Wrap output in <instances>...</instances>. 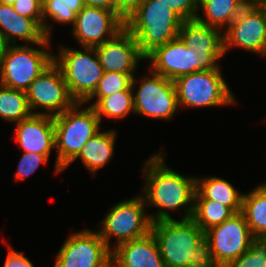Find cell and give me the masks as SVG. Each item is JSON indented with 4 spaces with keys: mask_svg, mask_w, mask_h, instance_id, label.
<instances>
[{
    "mask_svg": "<svg viewBox=\"0 0 266 267\" xmlns=\"http://www.w3.org/2000/svg\"><path fill=\"white\" fill-rule=\"evenodd\" d=\"M164 152L160 149L145 160L142 169L145 184L140 194L147 208H157L154 214H149L152 222L174 219L169 211L183 208L181 219H190L194 210L196 176L186 177L169 168Z\"/></svg>",
    "mask_w": 266,
    "mask_h": 267,
    "instance_id": "cell-1",
    "label": "cell"
},
{
    "mask_svg": "<svg viewBox=\"0 0 266 267\" xmlns=\"http://www.w3.org/2000/svg\"><path fill=\"white\" fill-rule=\"evenodd\" d=\"M183 21L160 0H144L125 19V29L134 36L146 57L157 47L178 38Z\"/></svg>",
    "mask_w": 266,
    "mask_h": 267,
    "instance_id": "cell-2",
    "label": "cell"
},
{
    "mask_svg": "<svg viewBox=\"0 0 266 267\" xmlns=\"http://www.w3.org/2000/svg\"><path fill=\"white\" fill-rule=\"evenodd\" d=\"M83 105L84 103L76 102L70 109L53 116L57 151L56 174L66 170L87 140L101 130V123L94 108Z\"/></svg>",
    "mask_w": 266,
    "mask_h": 267,
    "instance_id": "cell-3",
    "label": "cell"
},
{
    "mask_svg": "<svg viewBox=\"0 0 266 267\" xmlns=\"http://www.w3.org/2000/svg\"><path fill=\"white\" fill-rule=\"evenodd\" d=\"M51 40L44 38L35 48L30 44L8 45L0 64V84L26 92L30 84L54 61ZM48 49V50H47Z\"/></svg>",
    "mask_w": 266,
    "mask_h": 267,
    "instance_id": "cell-4",
    "label": "cell"
},
{
    "mask_svg": "<svg viewBox=\"0 0 266 267\" xmlns=\"http://www.w3.org/2000/svg\"><path fill=\"white\" fill-rule=\"evenodd\" d=\"M224 52H199L188 47L179 37L168 41L149 53L150 70L174 81L175 79L198 71L219 68V60Z\"/></svg>",
    "mask_w": 266,
    "mask_h": 267,
    "instance_id": "cell-5",
    "label": "cell"
},
{
    "mask_svg": "<svg viewBox=\"0 0 266 267\" xmlns=\"http://www.w3.org/2000/svg\"><path fill=\"white\" fill-rule=\"evenodd\" d=\"M147 206L141 194L115 204L99 223V236L112 251L118 245L146 236L151 232L152 221L146 215ZM117 239L111 245V238ZM112 246V247H111Z\"/></svg>",
    "mask_w": 266,
    "mask_h": 267,
    "instance_id": "cell-6",
    "label": "cell"
},
{
    "mask_svg": "<svg viewBox=\"0 0 266 267\" xmlns=\"http://www.w3.org/2000/svg\"><path fill=\"white\" fill-rule=\"evenodd\" d=\"M151 232L165 267H188L195 248L204 240V231L191 218L153 222Z\"/></svg>",
    "mask_w": 266,
    "mask_h": 267,
    "instance_id": "cell-7",
    "label": "cell"
},
{
    "mask_svg": "<svg viewBox=\"0 0 266 267\" xmlns=\"http://www.w3.org/2000/svg\"><path fill=\"white\" fill-rule=\"evenodd\" d=\"M220 69L198 71L175 79L178 106L188 109L236 104Z\"/></svg>",
    "mask_w": 266,
    "mask_h": 267,
    "instance_id": "cell-8",
    "label": "cell"
},
{
    "mask_svg": "<svg viewBox=\"0 0 266 267\" xmlns=\"http://www.w3.org/2000/svg\"><path fill=\"white\" fill-rule=\"evenodd\" d=\"M68 48L63 45L54 62L62 71L70 96L83 103L97 87L103 75V68L94 47Z\"/></svg>",
    "mask_w": 266,
    "mask_h": 267,
    "instance_id": "cell-9",
    "label": "cell"
},
{
    "mask_svg": "<svg viewBox=\"0 0 266 267\" xmlns=\"http://www.w3.org/2000/svg\"><path fill=\"white\" fill-rule=\"evenodd\" d=\"M149 72L147 75L144 74L142 79L138 80L135 76L132 79L134 114L170 120L179 108L174 81L151 70Z\"/></svg>",
    "mask_w": 266,
    "mask_h": 267,
    "instance_id": "cell-10",
    "label": "cell"
},
{
    "mask_svg": "<svg viewBox=\"0 0 266 267\" xmlns=\"http://www.w3.org/2000/svg\"><path fill=\"white\" fill-rule=\"evenodd\" d=\"M266 57V11L257 1H250L223 31L224 54L233 47Z\"/></svg>",
    "mask_w": 266,
    "mask_h": 267,
    "instance_id": "cell-11",
    "label": "cell"
},
{
    "mask_svg": "<svg viewBox=\"0 0 266 267\" xmlns=\"http://www.w3.org/2000/svg\"><path fill=\"white\" fill-rule=\"evenodd\" d=\"M26 96L32 114L56 116L76 103L69 94L61 69L54 61L30 84ZM39 108L40 111H35Z\"/></svg>",
    "mask_w": 266,
    "mask_h": 267,
    "instance_id": "cell-12",
    "label": "cell"
},
{
    "mask_svg": "<svg viewBox=\"0 0 266 267\" xmlns=\"http://www.w3.org/2000/svg\"><path fill=\"white\" fill-rule=\"evenodd\" d=\"M56 255L53 267H111L112 251L96 230L69 234Z\"/></svg>",
    "mask_w": 266,
    "mask_h": 267,
    "instance_id": "cell-13",
    "label": "cell"
},
{
    "mask_svg": "<svg viewBox=\"0 0 266 267\" xmlns=\"http://www.w3.org/2000/svg\"><path fill=\"white\" fill-rule=\"evenodd\" d=\"M253 238L241 212L204 232V239L219 267H227L240 257L249 249Z\"/></svg>",
    "mask_w": 266,
    "mask_h": 267,
    "instance_id": "cell-14",
    "label": "cell"
},
{
    "mask_svg": "<svg viewBox=\"0 0 266 267\" xmlns=\"http://www.w3.org/2000/svg\"><path fill=\"white\" fill-rule=\"evenodd\" d=\"M124 29L125 21L117 13L85 6L77 13L72 35L81 47H96L113 39Z\"/></svg>",
    "mask_w": 266,
    "mask_h": 267,
    "instance_id": "cell-15",
    "label": "cell"
},
{
    "mask_svg": "<svg viewBox=\"0 0 266 267\" xmlns=\"http://www.w3.org/2000/svg\"><path fill=\"white\" fill-rule=\"evenodd\" d=\"M94 48L104 72L134 75L139 62L145 59L139 50L137 40L126 29Z\"/></svg>",
    "mask_w": 266,
    "mask_h": 267,
    "instance_id": "cell-16",
    "label": "cell"
},
{
    "mask_svg": "<svg viewBox=\"0 0 266 267\" xmlns=\"http://www.w3.org/2000/svg\"><path fill=\"white\" fill-rule=\"evenodd\" d=\"M15 141L23 152L51 154L55 148L54 118L46 114H32L15 124Z\"/></svg>",
    "mask_w": 266,
    "mask_h": 267,
    "instance_id": "cell-17",
    "label": "cell"
},
{
    "mask_svg": "<svg viewBox=\"0 0 266 267\" xmlns=\"http://www.w3.org/2000/svg\"><path fill=\"white\" fill-rule=\"evenodd\" d=\"M111 267H165L158 243L150 232L112 250Z\"/></svg>",
    "mask_w": 266,
    "mask_h": 267,
    "instance_id": "cell-18",
    "label": "cell"
},
{
    "mask_svg": "<svg viewBox=\"0 0 266 267\" xmlns=\"http://www.w3.org/2000/svg\"><path fill=\"white\" fill-rule=\"evenodd\" d=\"M0 32L8 45H17L18 39L36 45L45 37L43 30L32 20L19 15L11 5L0 4Z\"/></svg>",
    "mask_w": 266,
    "mask_h": 267,
    "instance_id": "cell-19",
    "label": "cell"
},
{
    "mask_svg": "<svg viewBox=\"0 0 266 267\" xmlns=\"http://www.w3.org/2000/svg\"><path fill=\"white\" fill-rule=\"evenodd\" d=\"M116 135L117 131L113 129L103 132L101 130L98 131L87 140L79 155L70 164L80 159L83 165L92 173V177H96V172L107 166L114 156Z\"/></svg>",
    "mask_w": 266,
    "mask_h": 267,
    "instance_id": "cell-20",
    "label": "cell"
},
{
    "mask_svg": "<svg viewBox=\"0 0 266 267\" xmlns=\"http://www.w3.org/2000/svg\"><path fill=\"white\" fill-rule=\"evenodd\" d=\"M194 199H207L230 207L235 213L242 210L243 193L227 180L216 177H197Z\"/></svg>",
    "mask_w": 266,
    "mask_h": 267,
    "instance_id": "cell-21",
    "label": "cell"
},
{
    "mask_svg": "<svg viewBox=\"0 0 266 267\" xmlns=\"http://www.w3.org/2000/svg\"><path fill=\"white\" fill-rule=\"evenodd\" d=\"M178 37L194 51L224 52L223 32L196 19L183 21Z\"/></svg>",
    "mask_w": 266,
    "mask_h": 267,
    "instance_id": "cell-22",
    "label": "cell"
},
{
    "mask_svg": "<svg viewBox=\"0 0 266 267\" xmlns=\"http://www.w3.org/2000/svg\"><path fill=\"white\" fill-rule=\"evenodd\" d=\"M252 0H199L198 12L203 16L196 20L222 32L234 21L242 9Z\"/></svg>",
    "mask_w": 266,
    "mask_h": 267,
    "instance_id": "cell-23",
    "label": "cell"
},
{
    "mask_svg": "<svg viewBox=\"0 0 266 267\" xmlns=\"http://www.w3.org/2000/svg\"><path fill=\"white\" fill-rule=\"evenodd\" d=\"M241 213L253 237L266 238V183L243 194Z\"/></svg>",
    "mask_w": 266,
    "mask_h": 267,
    "instance_id": "cell-24",
    "label": "cell"
},
{
    "mask_svg": "<svg viewBox=\"0 0 266 267\" xmlns=\"http://www.w3.org/2000/svg\"><path fill=\"white\" fill-rule=\"evenodd\" d=\"M85 4L83 0H44L42 2L43 34L47 39H51L52 26L48 24V19L62 24L74 25L77 13ZM47 22V23H46Z\"/></svg>",
    "mask_w": 266,
    "mask_h": 267,
    "instance_id": "cell-25",
    "label": "cell"
},
{
    "mask_svg": "<svg viewBox=\"0 0 266 267\" xmlns=\"http://www.w3.org/2000/svg\"><path fill=\"white\" fill-rule=\"evenodd\" d=\"M102 124V118L120 120L134 113L133 90L128 89L116 92L107 97H101L94 105H91Z\"/></svg>",
    "mask_w": 266,
    "mask_h": 267,
    "instance_id": "cell-26",
    "label": "cell"
},
{
    "mask_svg": "<svg viewBox=\"0 0 266 267\" xmlns=\"http://www.w3.org/2000/svg\"><path fill=\"white\" fill-rule=\"evenodd\" d=\"M31 115L26 92L0 84V118L5 122L18 123Z\"/></svg>",
    "mask_w": 266,
    "mask_h": 267,
    "instance_id": "cell-27",
    "label": "cell"
},
{
    "mask_svg": "<svg viewBox=\"0 0 266 267\" xmlns=\"http://www.w3.org/2000/svg\"><path fill=\"white\" fill-rule=\"evenodd\" d=\"M235 212L224 204L207 199H194L191 219L205 232L231 218Z\"/></svg>",
    "mask_w": 266,
    "mask_h": 267,
    "instance_id": "cell-28",
    "label": "cell"
},
{
    "mask_svg": "<svg viewBox=\"0 0 266 267\" xmlns=\"http://www.w3.org/2000/svg\"><path fill=\"white\" fill-rule=\"evenodd\" d=\"M135 75H128L118 72H103L95 91L83 102L84 104L93 101L94 105L101 97L110 96L116 92L128 89L132 84Z\"/></svg>",
    "mask_w": 266,
    "mask_h": 267,
    "instance_id": "cell-29",
    "label": "cell"
},
{
    "mask_svg": "<svg viewBox=\"0 0 266 267\" xmlns=\"http://www.w3.org/2000/svg\"><path fill=\"white\" fill-rule=\"evenodd\" d=\"M227 267H266V238L254 237L249 249Z\"/></svg>",
    "mask_w": 266,
    "mask_h": 267,
    "instance_id": "cell-30",
    "label": "cell"
},
{
    "mask_svg": "<svg viewBox=\"0 0 266 267\" xmlns=\"http://www.w3.org/2000/svg\"><path fill=\"white\" fill-rule=\"evenodd\" d=\"M49 156L50 154L23 152L14 175L15 181H22L34 174L40 165L48 163Z\"/></svg>",
    "mask_w": 266,
    "mask_h": 267,
    "instance_id": "cell-31",
    "label": "cell"
},
{
    "mask_svg": "<svg viewBox=\"0 0 266 267\" xmlns=\"http://www.w3.org/2000/svg\"><path fill=\"white\" fill-rule=\"evenodd\" d=\"M12 6L19 15L32 19L43 30L42 2L40 0H17Z\"/></svg>",
    "mask_w": 266,
    "mask_h": 267,
    "instance_id": "cell-32",
    "label": "cell"
},
{
    "mask_svg": "<svg viewBox=\"0 0 266 267\" xmlns=\"http://www.w3.org/2000/svg\"><path fill=\"white\" fill-rule=\"evenodd\" d=\"M170 7L184 21L195 20L199 8V0H160Z\"/></svg>",
    "mask_w": 266,
    "mask_h": 267,
    "instance_id": "cell-33",
    "label": "cell"
},
{
    "mask_svg": "<svg viewBox=\"0 0 266 267\" xmlns=\"http://www.w3.org/2000/svg\"><path fill=\"white\" fill-rule=\"evenodd\" d=\"M188 267H219L215 262L209 243L204 239L195 248Z\"/></svg>",
    "mask_w": 266,
    "mask_h": 267,
    "instance_id": "cell-34",
    "label": "cell"
},
{
    "mask_svg": "<svg viewBox=\"0 0 266 267\" xmlns=\"http://www.w3.org/2000/svg\"><path fill=\"white\" fill-rule=\"evenodd\" d=\"M8 253L3 267H34L33 263L23 255L24 252H18L10 245L7 246Z\"/></svg>",
    "mask_w": 266,
    "mask_h": 267,
    "instance_id": "cell-35",
    "label": "cell"
},
{
    "mask_svg": "<svg viewBox=\"0 0 266 267\" xmlns=\"http://www.w3.org/2000/svg\"><path fill=\"white\" fill-rule=\"evenodd\" d=\"M144 0H117V14L125 19L143 2Z\"/></svg>",
    "mask_w": 266,
    "mask_h": 267,
    "instance_id": "cell-36",
    "label": "cell"
},
{
    "mask_svg": "<svg viewBox=\"0 0 266 267\" xmlns=\"http://www.w3.org/2000/svg\"><path fill=\"white\" fill-rule=\"evenodd\" d=\"M85 6L100 7L117 13V0H83Z\"/></svg>",
    "mask_w": 266,
    "mask_h": 267,
    "instance_id": "cell-37",
    "label": "cell"
},
{
    "mask_svg": "<svg viewBox=\"0 0 266 267\" xmlns=\"http://www.w3.org/2000/svg\"><path fill=\"white\" fill-rule=\"evenodd\" d=\"M7 47H8V44L5 41L3 34L0 32V64H1L2 58L5 54Z\"/></svg>",
    "mask_w": 266,
    "mask_h": 267,
    "instance_id": "cell-38",
    "label": "cell"
},
{
    "mask_svg": "<svg viewBox=\"0 0 266 267\" xmlns=\"http://www.w3.org/2000/svg\"><path fill=\"white\" fill-rule=\"evenodd\" d=\"M17 0H0V4L13 5Z\"/></svg>",
    "mask_w": 266,
    "mask_h": 267,
    "instance_id": "cell-39",
    "label": "cell"
},
{
    "mask_svg": "<svg viewBox=\"0 0 266 267\" xmlns=\"http://www.w3.org/2000/svg\"><path fill=\"white\" fill-rule=\"evenodd\" d=\"M265 9L266 11V0H257Z\"/></svg>",
    "mask_w": 266,
    "mask_h": 267,
    "instance_id": "cell-40",
    "label": "cell"
}]
</instances>
